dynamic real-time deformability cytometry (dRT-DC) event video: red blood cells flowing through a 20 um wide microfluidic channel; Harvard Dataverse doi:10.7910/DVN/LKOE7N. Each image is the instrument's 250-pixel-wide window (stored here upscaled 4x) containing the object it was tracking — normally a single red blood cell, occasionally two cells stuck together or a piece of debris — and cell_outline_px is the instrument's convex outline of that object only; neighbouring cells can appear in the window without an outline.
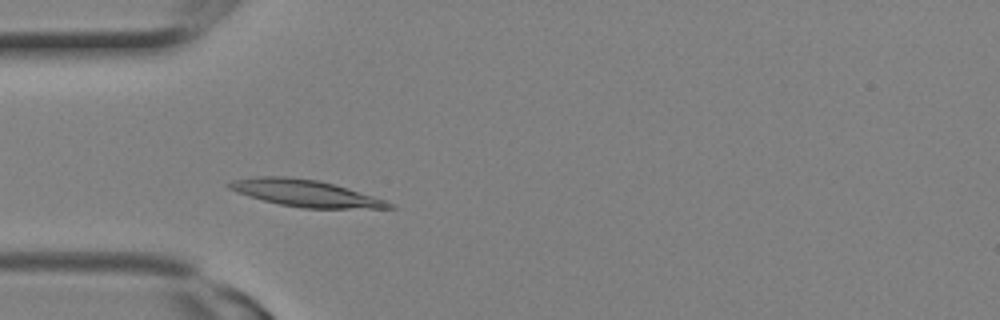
{"species": "Egyptian fruit bat (a non-hibernating species)", "species_latin": "Rousettus aegyptiacus", "temperature_condition": "room temperature", "stored_images_in_passage": 6, "camera_frame_rate_fps": 3000, "um_per_image_px": 0.085, "animal": {"sex": "female"}, "frame": {"image": 1, "passage_image": 6, "time_ms": 1.667, "image_size_px": [1000, 320], "cell_outline_px": [[396, 208], [304, 208], [280, 204], [248, 196], [236, 192], [228, 188], [224, 184], [232, 180], [252, 176], [288, 176], [320, 180], [336, 184], [396, 204]], "centroid_in_image_um": [25.91, 16.4], "position_along_channel_um": 59.1, "area_um2": 25.09}}